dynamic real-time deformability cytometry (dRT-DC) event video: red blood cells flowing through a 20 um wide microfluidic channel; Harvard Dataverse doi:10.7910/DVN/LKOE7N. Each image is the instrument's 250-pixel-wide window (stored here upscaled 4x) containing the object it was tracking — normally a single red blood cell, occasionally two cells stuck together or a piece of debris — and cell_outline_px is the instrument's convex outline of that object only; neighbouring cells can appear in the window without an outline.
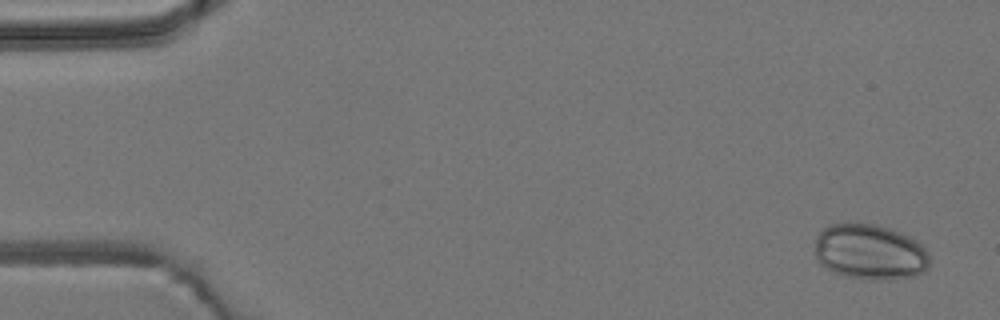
{"species": "common noctule bat (a hibernating species)", "species_latin": "Nyctalus noctula", "temperature_condition": "room temperature", "stored_images_in_passage": 7, "camera_frame_rate_fps": 3000, "um_per_image_px": 0.085, "animal": {"sex": "male", "body_mass_g": 19.2, "forearm_length_mm": 51.8}, "frame": {"image": 1, "passage_image": 1, "time_ms": 0.0, "image_size_px": [1000, 320], "cell_outline_px": [[928, 268], [924, 272], [916, 276], [892, 280], [872, 280], [844, 276], [832, 272], [820, 264], [816, 256], [816, 236], [828, 224], [876, 224], [900, 232], [916, 240], [924, 248], [928, 256]], "centroid_in_image_um": [73.94, 21.44], "position_along_channel_um": 11.1, "area_um2": 37.22}}